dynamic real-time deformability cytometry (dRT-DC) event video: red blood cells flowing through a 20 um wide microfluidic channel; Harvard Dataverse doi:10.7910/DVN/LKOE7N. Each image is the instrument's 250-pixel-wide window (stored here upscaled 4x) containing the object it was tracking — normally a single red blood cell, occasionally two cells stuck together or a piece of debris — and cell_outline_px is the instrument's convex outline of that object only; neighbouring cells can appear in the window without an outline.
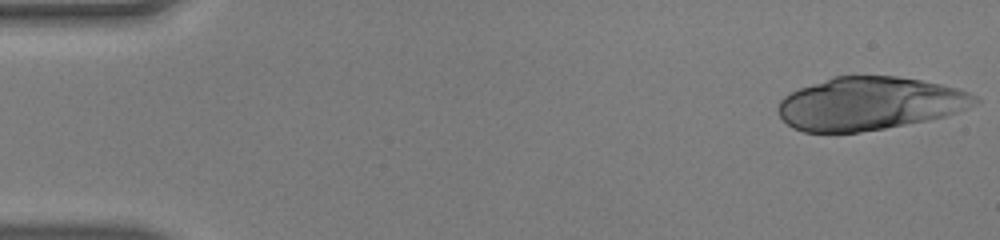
{"species": "human", "species_latin": "Homo sapiens", "temperature_condition": "warm", "stored_images_in_passage": 23, "camera_frame_rate_fps": 3000, "um_per_image_px": 0.085, "donor": {"sex": "male"}, "frame": {"image": 1, "passage_image": 1, "time_ms": 0.0, "image_size_px": [1000, 240], "cell_outline_px": [[980, 100], [976, 104], [956, 112], [944, 116], [928, 120], [884, 128], [860, 132], [804, 132], [792, 128], [780, 116], [780, 100], [784, 96], [800, 88], [832, 76], [896, 76], [920, 80], [940, 84], [956, 88], [968, 92], [976, 96]], "centroid_in_image_um": [73.91, 8.8], "position_along_channel_um": 11.1, "area_um2": 60.34}}
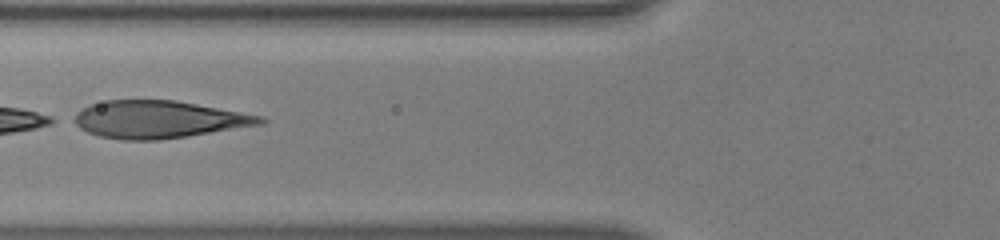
{"frame": {"image": 2, "passage_image": 19, "time_ms": 6.0, "image_size_px": [1000, 240], "cell_outline_px": [[268, 120], [264, 124], [160, 140], [120, 140], [100, 136], [88, 132], [80, 128], [68, 120], [76, 112], [88, 104], [104, 100], [176, 100], [240, 112], [260, 116]], "centroid_in_image_um": [13.4, 10.15], "position_along_channel_um": 112.4, "area_um2": 40.81}}